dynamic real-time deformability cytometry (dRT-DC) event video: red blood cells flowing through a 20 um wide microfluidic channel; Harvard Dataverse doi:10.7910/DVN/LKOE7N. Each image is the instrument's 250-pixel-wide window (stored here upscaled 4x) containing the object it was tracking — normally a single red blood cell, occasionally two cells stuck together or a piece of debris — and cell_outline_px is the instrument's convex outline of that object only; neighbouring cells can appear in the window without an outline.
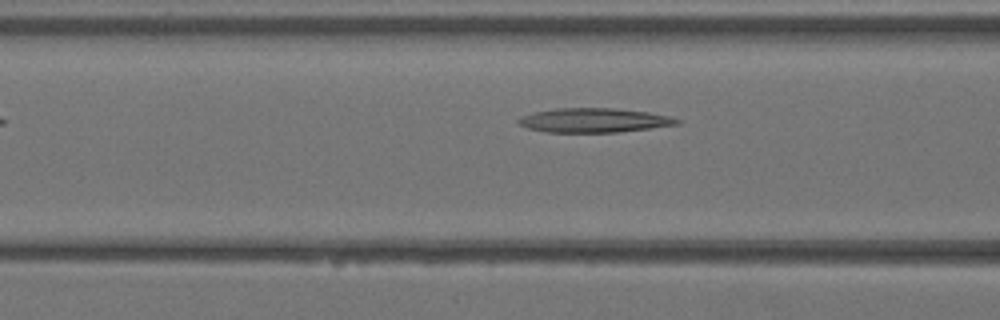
{"species": "Egyptian fruit bat (a non-hibernating species)", "species_latin": "Rousettus aegyptiacus", "temperature_condition": "warm", "stored_images_in_passage": 4, "camera_frame_rate_fps": 3000, "um_per_image_px": 0.085, "animal": {"sex": "female"}, "frame": {"image": 1, "passage_image": 4, "time_ms": 1.0, "image_size_px": [1000, 320], "cell_outline_px": [[680, 124], [616, 132], [544, 132], [528, 128], [520, 124], [516, 120], [524, 116], [536, 112], [556, 108], [612, 108], [648, 112], [668, 116], [680, 120]], "centroid_in_image_um": [50.48, 10.22], "position_along_channel_um": 116.1, "area_um2": 22.08}}